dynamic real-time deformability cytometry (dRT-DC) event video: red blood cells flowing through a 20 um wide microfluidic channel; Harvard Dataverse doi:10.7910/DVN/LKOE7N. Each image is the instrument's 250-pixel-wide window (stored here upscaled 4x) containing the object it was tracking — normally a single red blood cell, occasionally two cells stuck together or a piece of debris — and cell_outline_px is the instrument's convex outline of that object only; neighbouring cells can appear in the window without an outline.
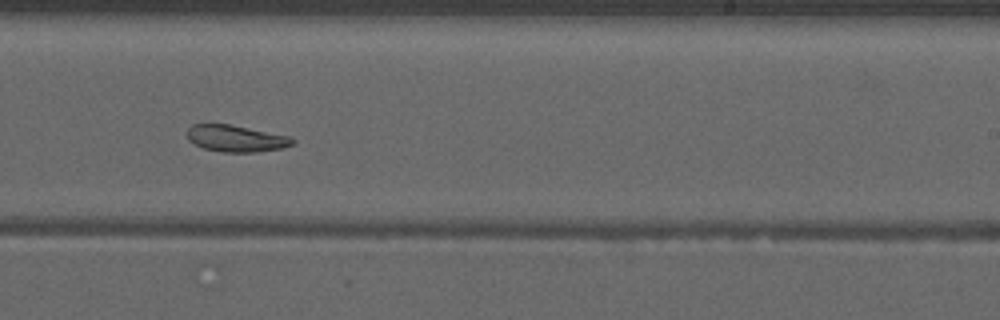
{"species": "common noctule bat (a hibernating species)", "species_latin": "Nyctalus noctula", "temperature_condition": "warm", "stored_images_in_passage": 30, "camera_frame_rate_fps": 3000, "um_per_image_px": 0.085, "animal": {"sex": "male", "forearm_length_mm": 52.5}, "frame": {"image": 1, "passage_image": 18, "time_ms": 5.667, "image_size_px": [1000, 320], "cell_outline_px": [[296, 140], [292, 144], [284, 148], [256, 152], [224, 152], [204, 148], [188, 140], [188, 128], [192, 124], [232, 124], [292, 136]], "centroid_in_image_um": [20.12, 11.76], "position_along_channel_um": 268.9, "area_um2": 16.53}, "authors_computed_cell_mechanics": {"area_um2": 17.7157, "velocity_mm_per_s": 3.9294, "shape_relaxation_time_tau1_ms": null, "shape_relaxation_time_tau2_ms": 5.0146, "deformation_change_tau1": null, "deformation_change_tau2": 0.1184}}